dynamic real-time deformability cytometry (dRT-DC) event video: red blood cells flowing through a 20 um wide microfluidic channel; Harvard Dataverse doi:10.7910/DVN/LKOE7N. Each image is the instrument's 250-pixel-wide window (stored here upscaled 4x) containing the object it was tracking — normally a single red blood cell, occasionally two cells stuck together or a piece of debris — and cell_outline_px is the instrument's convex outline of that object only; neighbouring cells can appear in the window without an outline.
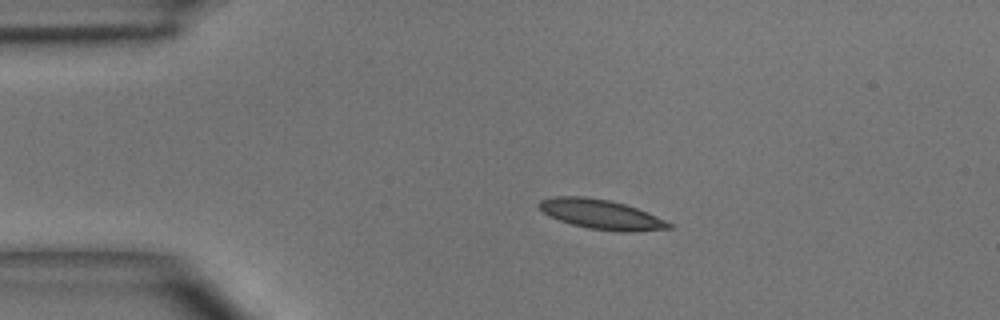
{"species": "common noctule bat (a hibernating species)", "species_latin": "Nyctalus noctula", "temperature_condition": "room temperature", "stored_images_in_passage": 3, "camera_frame_rate_fps": 3000, "um_per_image_px": 0.085, "animal": {"sex": "male", "body_mass_g": 15.6}, "frame": {"image": 1, "passage_image": 1, "time_ms": 0.0, "image_size_px": [1000, 320], "cell_outline_px": [[672, 228], [636, 232], [620, 232], [588, 228], [572, 224], [548, 216], [536, 204], [540, 200], [556, 196], [584, 196], [608, 200], [624, 204], [636, 208], [664, 220], [672, 224]], "centroid_in_image_um": [51.07, 18.22], "position_along_channel_um": 33.9, "area_um2": 22.25}}